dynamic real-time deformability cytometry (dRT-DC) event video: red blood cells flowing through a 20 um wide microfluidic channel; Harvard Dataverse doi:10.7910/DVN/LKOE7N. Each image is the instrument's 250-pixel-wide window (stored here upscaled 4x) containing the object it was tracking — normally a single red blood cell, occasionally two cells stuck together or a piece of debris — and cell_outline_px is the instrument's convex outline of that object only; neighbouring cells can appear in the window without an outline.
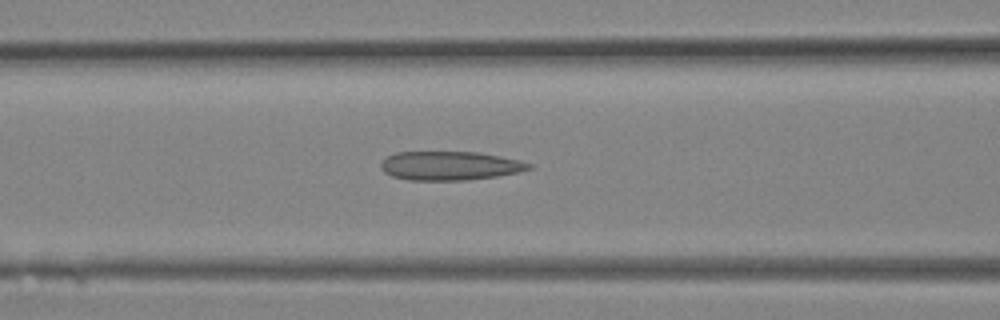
{"species": "Egyptian fruit bat (a non-hibernating species)", "species_latin": "Rousettus aegyptiacus", "temperature_condition": "room temperature", "stored_images_in_passage": 16, "camera_frame_rate_fps": 3000, "um_per_image_px": 0.085, "animal": {"sex": "female"}, "frame": {"image": 1, "passage_image": 12, "time_ms": 3.667, "image_size_px": [1000, 320], "cell_outline_px": [[532, 168], [520, 172], [496, 176], [468, 180], [408, 180], [392, 176], [384, 172], [380, 168], [380, 164], [388, 156], [396, 152], [476, 152], [500, 156], [520, 160], [532, 164]], "centroid_in_image_um": [38.25, 14.09], "position_along_channel_um": 128.4, "area_um2": 24.91}}
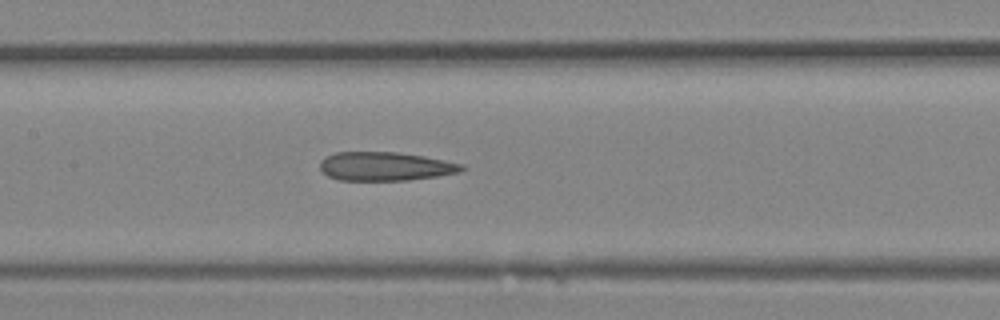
{"frame": {"image": 2, "passage_image": 14, "time_ms": 4.333, "image_size_px": [1000, 320], "cell_outline_px": [[468, 168], [460, 172], [436, 176], [408, 180], [340, 180], [328, 176], [320, 168], [320, 160], [324, 156], [336, 152], [396, 152], [424, 156], [464, 164]], "centroid_in_image_um": [32.76, 14.13], "position_along_channel_um": 174.6, "area_um2": 23.81}}
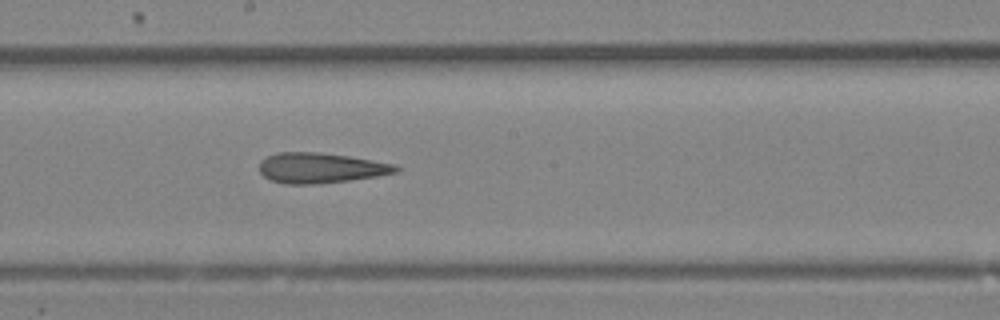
{"frame": {"image": 3, "passage_image": 16, "time_ms": 5.0, "image_size_px": [1000, 320], "cell_outline_px": [[400, 168], [396, 172], [376, 176], [348, 180], [312, 184], [284, 184], [272, 180], [264, 176], [260, 172], [260, 160], [276, 152], [320, 152], [348, 156], [396, 164]], "centroid_in_image_um": [27.23, 14.26], "position_along_channel_um": 221.0, "area_um2": 23.93}}